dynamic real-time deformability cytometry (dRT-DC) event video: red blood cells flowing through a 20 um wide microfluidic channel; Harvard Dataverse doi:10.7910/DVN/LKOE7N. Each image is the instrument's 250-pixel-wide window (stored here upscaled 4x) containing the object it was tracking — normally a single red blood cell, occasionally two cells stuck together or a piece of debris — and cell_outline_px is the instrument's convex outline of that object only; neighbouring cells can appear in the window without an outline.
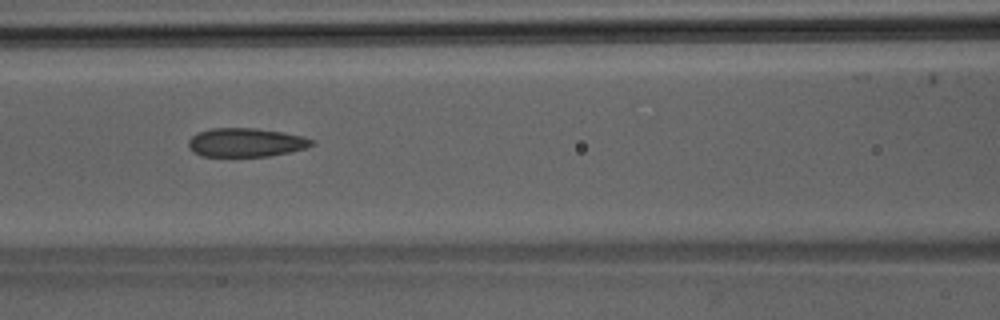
{"species": "Egyptian fruit bat (a non-hibernating species)", "species_latin": "Rousettus aegyptiacus", "temperature_condition": "room temperature", "stored_images_in_passage": 45, "camera_frame_rate_fps": 3000, "um_per_image_px": 0.085, "animal": {"sex": "male"}, "frame": {"image": 1, "passage_image": 20, "time_ms": 6.333, "image_size_px": [1000, 320], "cell_outline_px": [[316, 144], [292, 152], [268, 156], [200, 156], [192, 152], [188, 148], [188, 140], [196, 132], [212, 128], [256, 128], [304, 136], [316, 140]], "centroid_in_image_um": [20.89, 12.11], "position_along_channel_um": 145.7, "area_um2": 20.92}}
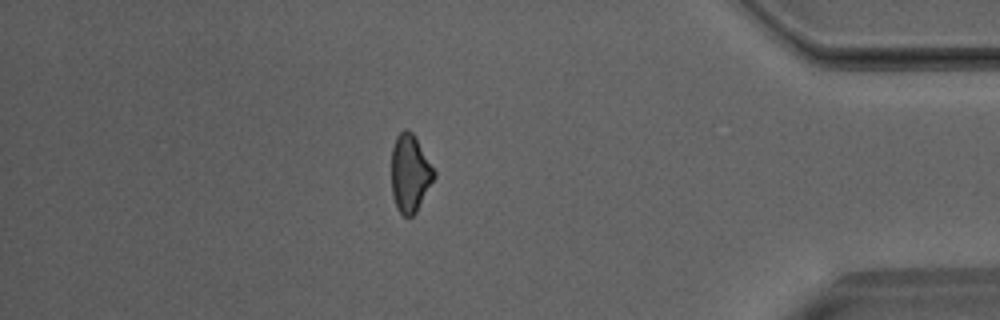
{"frame": {"image": 2, "passage_image": 39, "time_ms": 12.667, "image_size_px": [1000, 320], "cell_outline_px": [[436, 176], [416, 212], [412, 216], [404, 216], [396, 208], [392, 196], [392, 148], [396, 136], [404, 128], [408, 128], [412, 132], [436, 172]], "centroid_in_image_um": [34.84, 14.73], "position_along_channel_um": 400.4, "area_um2": 19.25}}
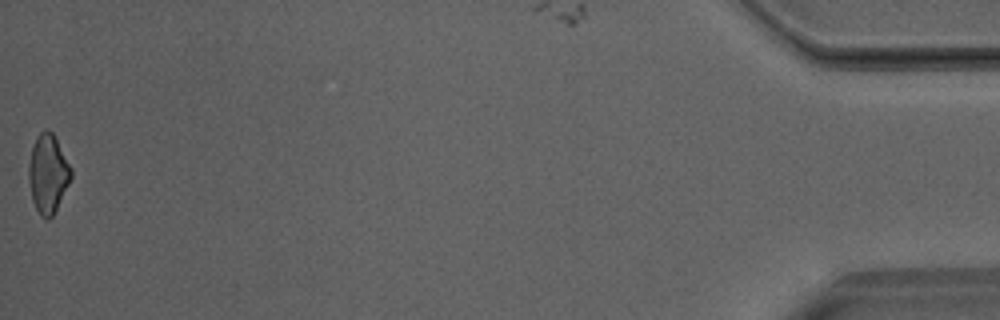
{"frame": {"image": 3, "passage_image": 45, "time_ms": 14.667, "image_size_px": [1000, 320], "cell_outline_px": [[72, 176], [52, 216], [48, 220], [40, 216], [32, 200], [28, 180], [28, 168], [32, 148], [36, 136], [44, 128], [48, 128], [52, 132], [72, 168]], "centroid_in_image_um": [4.06, 14.74], "position_along_channel_um": 431.1, "area_um2": 19.31}}